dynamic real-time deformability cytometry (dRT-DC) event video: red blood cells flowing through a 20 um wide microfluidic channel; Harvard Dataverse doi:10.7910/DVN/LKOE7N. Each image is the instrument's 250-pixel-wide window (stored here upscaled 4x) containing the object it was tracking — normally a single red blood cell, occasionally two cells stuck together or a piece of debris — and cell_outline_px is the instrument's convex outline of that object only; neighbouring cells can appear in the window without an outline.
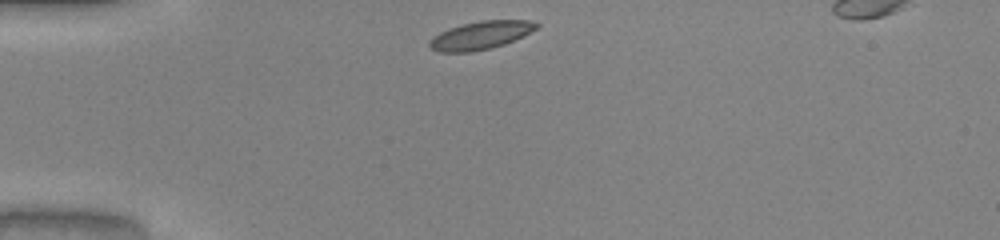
{"species": "common noctule bat (a hibernating species)", "species_latin": "Nyctalus noctula", "temperature_condition": "warm", "stored_images_in_passage": 30, "camera_frame_rate_fps": 3000, "um_per_image_px": 0.085, "animal": {"sex": "male", "body_mass_g": 20.0, "forearm_length_mm": 53.3}, "frame": {"image": 1, "passage_image": 1, "time_ms": 0.0, "image_size_px": [1000, 240], "cell_outline_px": [[540, 24], [536, 28], [504, 44], [472, 52], [440, 52], [432, 48], [428, 44], [432, 36], [448, 28], [480, 20], [528, 20]], "centroid_in_image_um": [40.8, 2.99], "position_along_channel_um": 44.2, "area_um2": 17.17}}
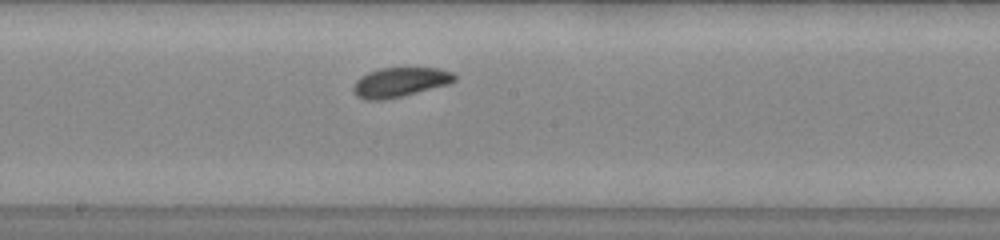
{"frame": {"image": 2, "passage_image": 16, "time_ms": 5.0, "image_size_px": [1000, 240], "cell_outline_px": [[456, 80], [448, 84], [384, 100], [364, 100], [356, 96], [352, 92], [352, 88], [356, 80], [360, 76], [368, 72], [380, 68], [440, 68], [452, 72], [456, 76]], "centroid_in_image_um": [33.95, 6.98], "position_along_channel_um": 214.3, "area_um2": 17.4}}
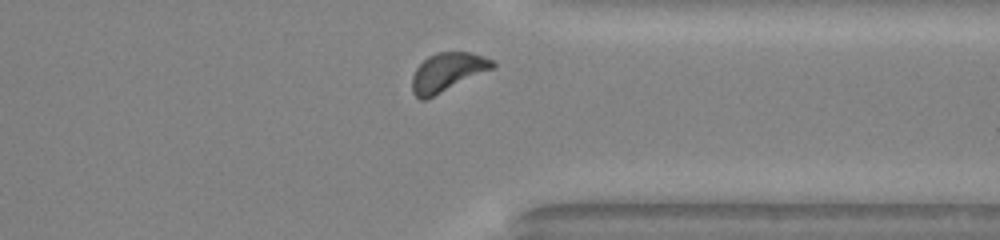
{"frame": {"image": 3, "passage_image": 28, "time_ms": 9.0, "image_size_px": [1000, 240], "cell_outline_px": [[496, 68], [424, 100], [420, 100], [412, 92], [412, 76], [416, 68], [428, 56], [436, 52], [472, 52], [492, 60], [496, 64]], "centroid_in_image_um": [38.05, 6.13], "position_along_channel_um": 373.4, "area_um2": 18.15}, "authors_computed_cell_mechanics": {"area_um2": 17.3689, "velocity_mm_per_s": 4.0022, "shape_relaxation_time_tau1_ms": 1.9026, "shape_relaxation_time_tau2_ms": 2.8369, "deformation_change_tau1": 0.0811, "deformation_change_tau2": 0.0906}}